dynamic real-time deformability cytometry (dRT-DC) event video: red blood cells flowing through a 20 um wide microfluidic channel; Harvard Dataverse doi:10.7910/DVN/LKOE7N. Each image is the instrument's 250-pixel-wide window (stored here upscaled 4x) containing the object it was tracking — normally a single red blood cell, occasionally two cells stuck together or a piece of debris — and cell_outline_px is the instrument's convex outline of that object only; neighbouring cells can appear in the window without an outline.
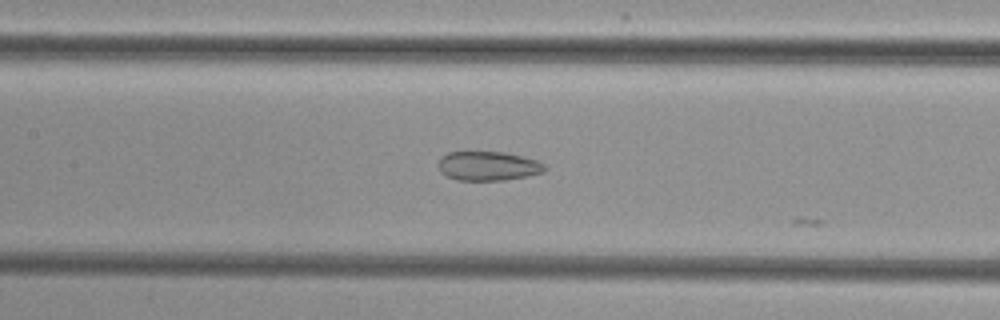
{"species": "common noctule bat (a hibernating species)", "species_latin": "Nyctalus noctula", "temperature_condition": "cold", "stored_images_in_passage": 26, "camera_frame_rate_fps": 3000, "um_per_image_px": 0.085, "animal": {"sex": "female", "body_mass_g": 29.2, "forearm_length_mm": 56.3}, "frame": {"image": 1, "passage_image": 25, "time_ms": 8.0, "image_size_px": [1000, 320], "cell_outline_px": [[548, 168], [544, 172], [528, 176], [504, 180], [456, 180], [440, 172], [440, 156], [448, 152], [468, 148], [504, 152], [536, 160], [544, 164]], "centroid_in_image_um": [41.45, 14.05], "position_along_channel_um": 165.9, "area_um2": 18.84}}